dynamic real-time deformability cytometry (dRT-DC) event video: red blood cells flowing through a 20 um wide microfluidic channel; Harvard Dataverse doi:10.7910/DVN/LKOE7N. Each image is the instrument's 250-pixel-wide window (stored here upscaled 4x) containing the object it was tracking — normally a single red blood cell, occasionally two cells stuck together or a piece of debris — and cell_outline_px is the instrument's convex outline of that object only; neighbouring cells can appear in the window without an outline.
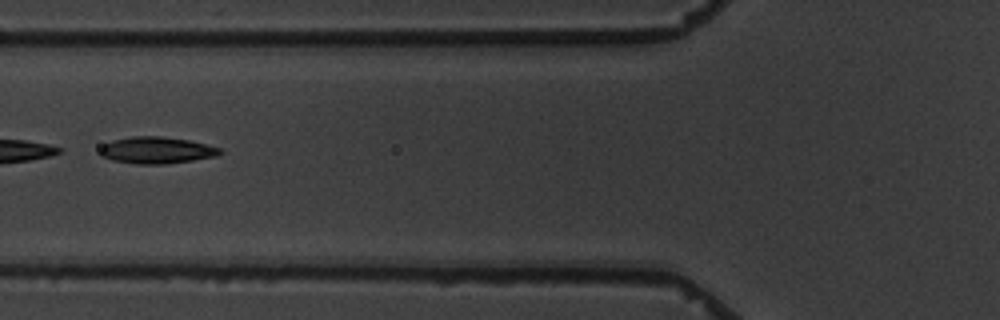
{"species": "common noctule bat (a hibernating species)", "species_latin": "Nyctalus noctula", "temperature_condition": "warm", "stored_images_in_passage": 8, "camera_frame_rate_fps": 3000, "um_per_image_px": 0.085, "animal": {"sex": "male", "body_mass_g": 19.5, "forearm_length_mm": 54.6}, "frame": {"image": 1, "passage_image": 5, "time_ms": 5.0, "image_size_px": [1000, 320], "cell_outline_px": [[224, 152], [216, 156], [192, 160], [164, 164], [136, 164], [112, 160], [100, 156], [100, 148], [104, 144], [112, 140], [132, 136], [160, 136], [188, 140], [208, 144], [220, 148]], "centroid_in_image_um": [13.3, 12.77], "position_along_channel_um": 112.5, "area_um2": 18.73}}
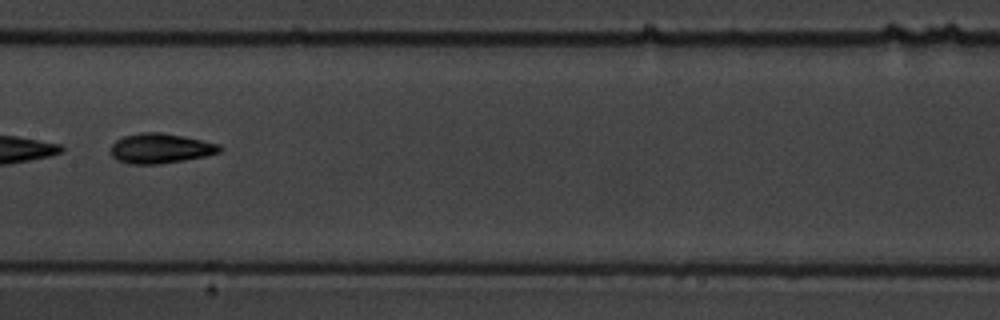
{"frame": {"image": 2, "passage_image": 7, "time_ms": 7.333, "image_size_px": [1000, 320], "cell_outline_px": [[224, 148], [220, 152], [204, 156], [184, 160], [156, 164], [132, 164], [116, 160], [112, 156], [108, 148], [116, 140], [124, 136], [140, 132], [160, 132], [220, 144]], "centroid_in_image_um": [13.59, 12.61], "position_along_channel_um": 193.8, "area_um2": 18.96}}
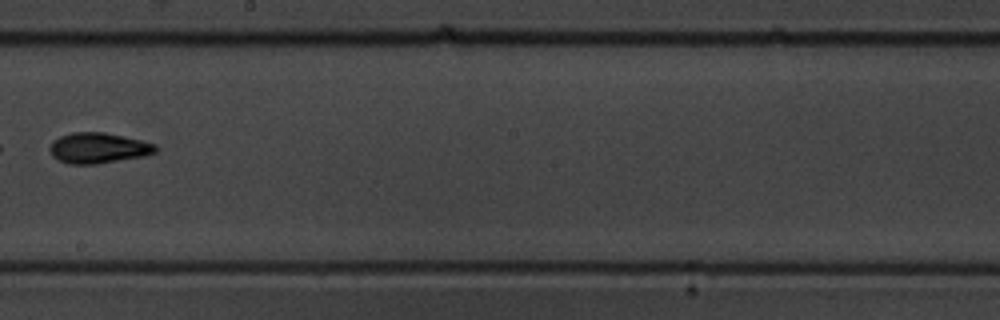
{"frame": {"image": 3, "passage_image": 8, "time_ms": 8.667, "image_size_px": [1000, 320], "cell_outline_px": [[156, 152], [140, 156], [96, 164], [68, 164], [52, 156], [48, 148], [52, 140], [60, 136], [72, 132], [104, 132], [140, 140], [156, 144]], "centroid_in_image_um": [8.28, 12.57], "position_along_channel_um": 239.9, "area_um2": 18.67}}